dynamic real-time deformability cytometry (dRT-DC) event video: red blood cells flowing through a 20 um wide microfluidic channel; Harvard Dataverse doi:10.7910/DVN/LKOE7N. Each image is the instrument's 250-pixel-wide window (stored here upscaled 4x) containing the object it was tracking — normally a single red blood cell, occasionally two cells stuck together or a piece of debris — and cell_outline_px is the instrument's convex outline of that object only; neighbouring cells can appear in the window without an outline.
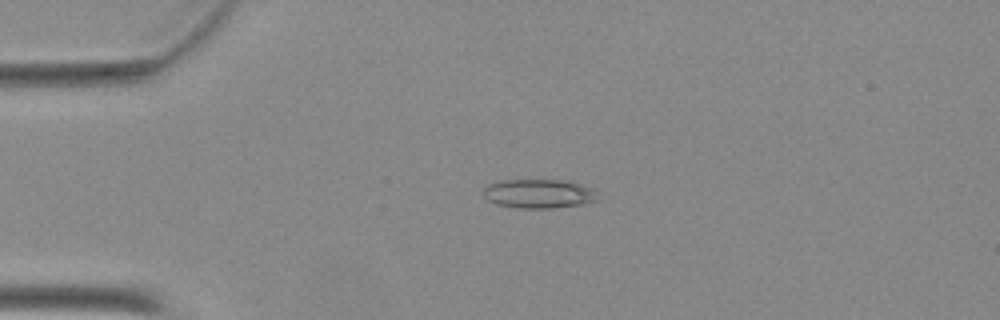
{"species": "Egyptian fruit bat (a non-hibernating species)", "species_latin": "Rousettus aegyptiacus", "temperature_condition": "warm", "stored_images_in_passage": 43, "camera_frame_rate_fps": 3000, "um_per_image_px": 0.085, "animal": {"sex": "female"}, "frame": {"image": 1, "passage_image": 5, "time_ms": 1.333, "image_size_px": [1000, 320], "cell_outline_px": [[604, 200], [584, 204], [552, 208], [516, 208], [496, 204], [488, 200], [484, 196], [484, 188], [488, 184], [500, 180], [560, 180], [580, 184], [592, 188]], "centroid_in_image_um": [45.85, 16.47], "position_along_channel_um": 39.1, "area_um2": 19.65}}
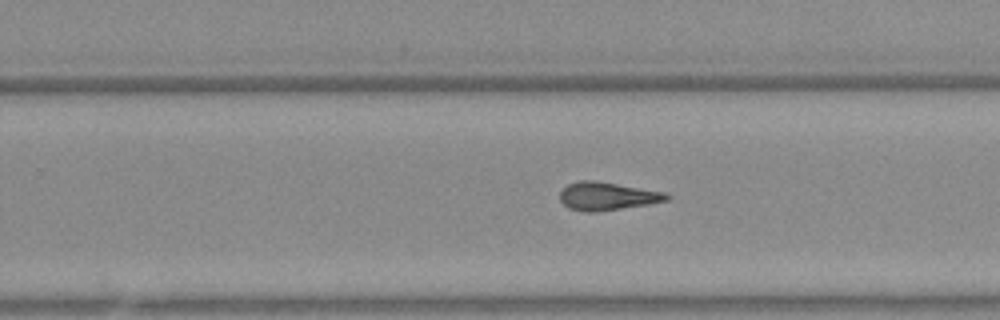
{"frame": {"image": 2, "passage_image": 25, "time_ms": 8.0, "image_size_px": [1000, 320], "cell_outline_px": [[672, 196], [668, 200], [648, 204], [596, 212], [584, 212], [568, 208], [560, 200], [560, 192], [568, 184], [580, 180], [596, 180], [664, 192]], "centroid_in_image_um": [51.6, 16.67], "position_along_channel_um": 278.2, "area_um2": 17.46}}
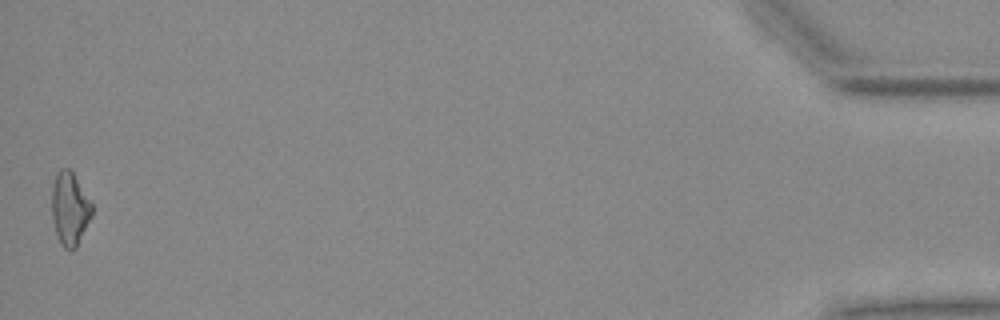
{"frame": {"image": 3, "passage_image": 43, "time_ms": 14.0, "image_size_px": [1000, 320], "cell_outline_px": [[92, 216], [76, 248], [64, 248], [60, 244], [56, 232], [52, 216], [52, 188], [56, 172], [60, 168], [68, 168], [72, 172], [92, 204]], "centroid_in_image_um": [5.92, 17.74], "position_along_channel_um": 429.3, "area_um2": 16.88}}